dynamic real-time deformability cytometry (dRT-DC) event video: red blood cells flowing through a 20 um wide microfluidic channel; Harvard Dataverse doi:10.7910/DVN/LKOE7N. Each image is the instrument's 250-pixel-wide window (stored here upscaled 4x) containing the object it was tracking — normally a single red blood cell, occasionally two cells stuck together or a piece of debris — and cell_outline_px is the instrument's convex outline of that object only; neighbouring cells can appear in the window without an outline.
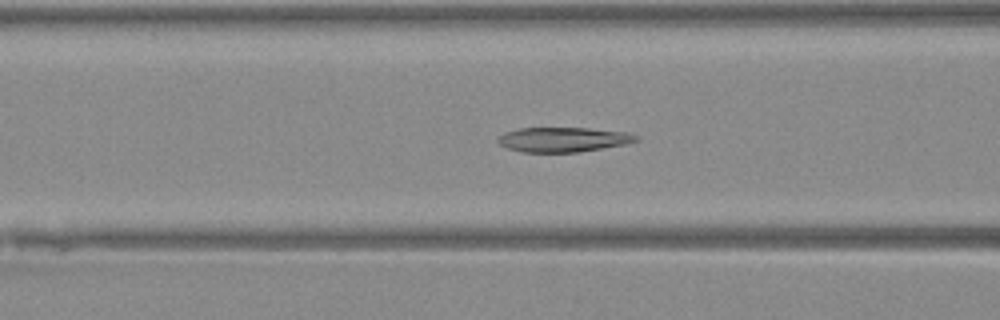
{"species": "Egyptian fruit bat (a non-hibernating species)", "species_latin": "Rousettus aegyptiacus", "temperature_condition": "warm", "stored_images_in_passage": 48, "camera_frame_rate_fps": 3000, "um_per_image_px": 0.085, "animal": {"sex": "female"}, "frame": {"image": 1, "passage_image": 18, "time_ms": 5.667, "image_size_px": [1000, 320], "cell_outline_px": [[640, 140], [624, 144], [576, 152], [520, 152], [508, 148], [500, 144], [496, 140], [504, 132], [520, 128], [588, 128], [628, 132], [636, 136]], "centroid_in_image_um": [47.84, 11.85], "position_along_channel_um": 118.8, "area_um2": 19.71}}
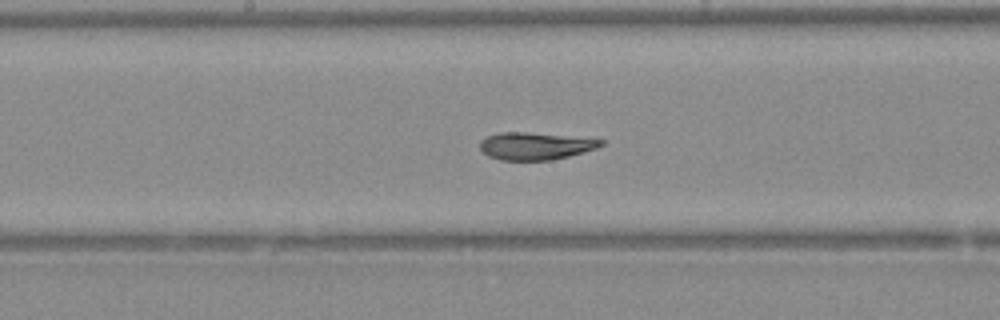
{"frame": {"image": 2, "passage_image": 24, "time_ms": 7.667, "image_size_px": [1000, 320], "cell_outline_px": [[604, 144], [596, 148], [584, 152], [552, 160], [500, 160], [488, 156], [480, 148], [480, 140], [488, 136], [500, 132], [528, 132], [604, 140]], "centroid_in_image_um": [45.48, 12.41], "position_along_channel_um": 202.7, "area_um2": 19.13}}
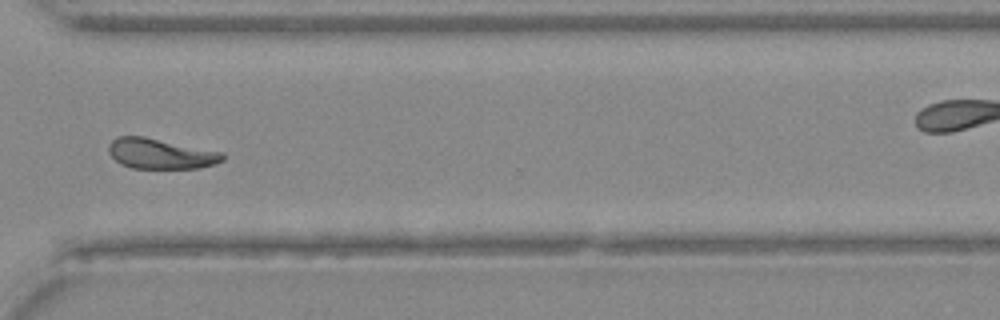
{"frame": {"image": 3, "passage_image": 35, "time_ms": 11.333, "image_size_px": [1000, 320], "cell_outline_px": [[224, 160], [216, 164], [200, 168], [132, 168], [120, 164], [108, 152], [108, 144], [116, 136], [144, 136], [224, 152]], "centroid_in_image_um": [13.66, 13.06], "position_along_channel_um": 356.9, "area_um2": 20.35}}